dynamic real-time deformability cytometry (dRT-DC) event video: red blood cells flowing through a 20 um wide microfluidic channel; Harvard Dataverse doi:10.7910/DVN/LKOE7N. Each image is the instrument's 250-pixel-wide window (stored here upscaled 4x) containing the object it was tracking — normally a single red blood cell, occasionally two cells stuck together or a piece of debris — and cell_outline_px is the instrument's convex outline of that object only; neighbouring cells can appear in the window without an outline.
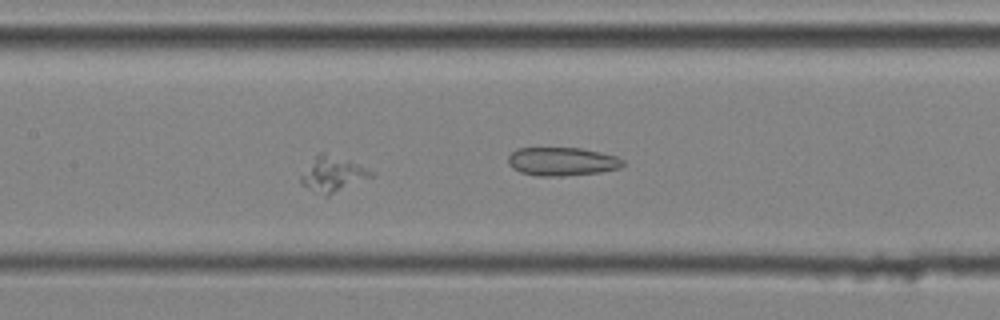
{"species": "common noctule bat (a hibernating species)", "species_latin": "Nyctalus noctula", "temperature_condition": "cold", "stored_images_in_passage": 44, "camera_frame_rate_fps": 3000, "um_per_image_px": 0.085, "animal": {"sex": "male", "body_mass_g": 20.4}, "frame": {"image": 1, "passage_image": 21, "time_ms": 6.667, "image_size_px": [1000, 320], "cell_outline_px": [[376, 176], [328, 196], [324, 196], [300, 184], [300, 176], [316, 156], [320, 152], [324, 152], [348, 160], [376, 172]], "centroid_in_image_um": [28.33, 14.83], "position_along_channel_um": 179.1, "area_um2": 14.45}}
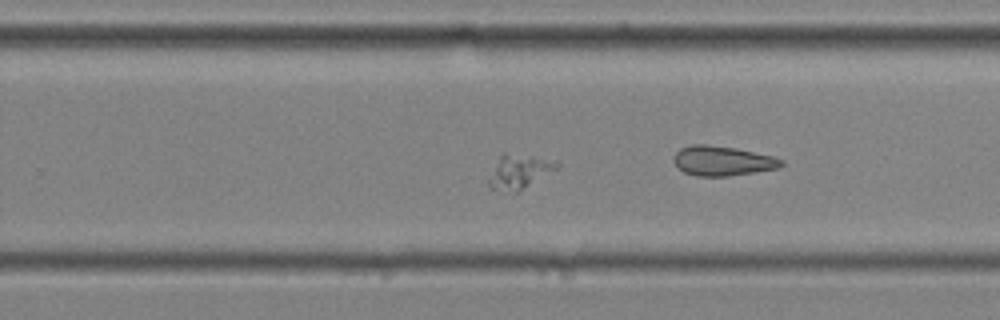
{"frame": {"image": 2, "passage_image": 29, "time_ms": 9.333, "image_size_px": [1000, 320], "cell_outline_px": [[560, 164], [556, 168], [516, 192], [488, 188], [488, 180], [500, 156], [504, 152], [544, 160]], "centroid_in_image_um": [44.03, 14.61], "position_along_channel_um": 285.8, "area_um2": 12.43}}
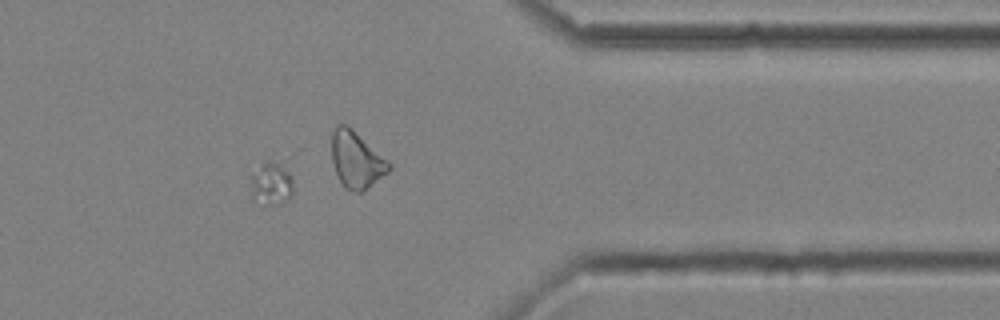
{"frame": {"image": 3, "passage_image": 38, "time_ms": 12.333, "image_size_px": [1000, 320], "cell_outline_px": [[292, 196], [288, 200], [276, 204], [264, 204], [252, 200], [252, 176], [260, 164], [280, 160], [284, 160], [292, 180]], "centroid_in_image_um": [23.11, 15.58], "position_along_channel_um": 388.3, "area_um2": 10.75}}